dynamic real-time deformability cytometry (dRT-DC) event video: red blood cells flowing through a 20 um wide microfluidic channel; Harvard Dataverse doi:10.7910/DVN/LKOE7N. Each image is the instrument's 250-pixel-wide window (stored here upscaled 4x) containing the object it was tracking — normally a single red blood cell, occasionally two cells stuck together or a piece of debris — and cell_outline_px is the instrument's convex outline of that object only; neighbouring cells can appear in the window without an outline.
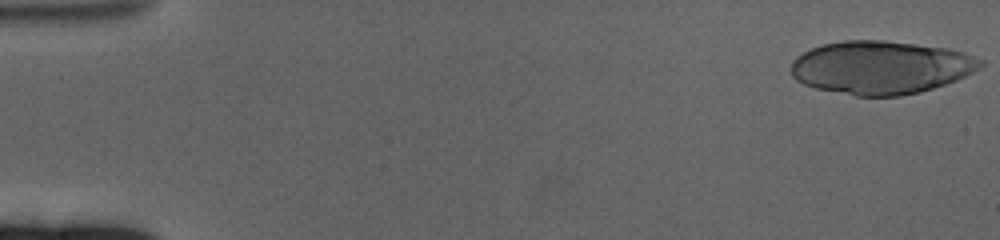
{"species": "human", "species_latin": "Homo sapiens", "temperature_condition": "cold", "stored_images_in_passage": 60, "camera_frame_rate_fps": 3000, "um_per_image_px": 0.085, "donor": {"sex": "female"}, "frame": {"image": 1, "passage_image": 1, "time_ms": 0.0, "image_size_px": [1000, 240], "cell_outline_px": [[984, 64], [980, 68], [956, 80], [920, 92], [900, 96], [856, 96], [816, 88], [804, 84], [796, 80], [792, 76], [792, 60], [796, 56], [812, 48], [824, 44], [844, 40], [884, 40], [948, 48], [964, 52], [984, 60]], "centroid_in_image_um": [74.88, 5.73], "position_along_channel_um": 10.1, "area_um2": 58.72}}
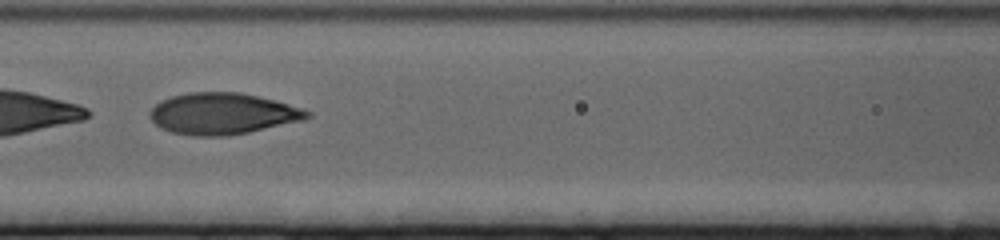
{"frame": {"image": 2, "passage_image": 28, "time_ms": 9.0, "image_size_px": [1000, 240], "cell_outline_px": [[312, 116], [304, 120], [248, 132], [228, 136], [192, 136], [172, 132], [160, 128], [148, 116], [152, 108], [160, 100], [172, 96], [188, 92], [240, 92], [260, 96], [288, 104], [312, 112]], "centroid_in_image_um": [18.91, 9.66], "position_along_channel_um": 147.7, "area_um2": 38.03}}
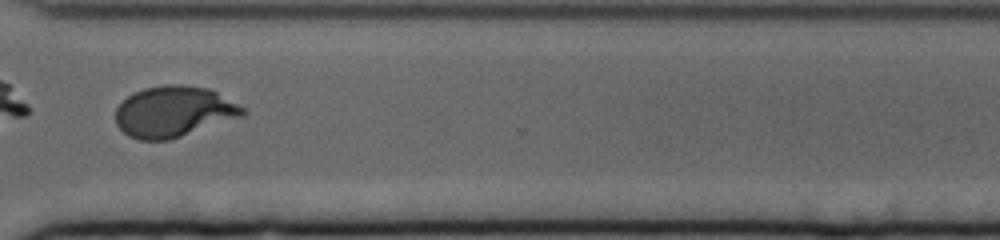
{"frame": {"image": 3, "passage_image": 47, "time_ms": 15.333, "image_size_px": [1000, 240], "cell_outline_px": [[248, 112], [244, 116], [168, 140], [140, 140], [128, 136], [116, 124], [116, 108], [128, 96], [144, 88], [164, 84], [180, 84], [208, 88], [248, 108]], "centroid_in_image_um": [14.81, 9.48], "position_along_channel_um": 355.8, "area_um2": 37.8}, "authors_computed_cell_mechanics": {"area_um2": 38.0613, "velocity_mm_per_s": 3.288, "shape_relaxation_time_tau1_ms": 4.1874, "shape_relaxation_time_tau2_ms": 1.099, "deformation_change_tau1": 0.1877, "deformation_change_tau2": 0.0683}}